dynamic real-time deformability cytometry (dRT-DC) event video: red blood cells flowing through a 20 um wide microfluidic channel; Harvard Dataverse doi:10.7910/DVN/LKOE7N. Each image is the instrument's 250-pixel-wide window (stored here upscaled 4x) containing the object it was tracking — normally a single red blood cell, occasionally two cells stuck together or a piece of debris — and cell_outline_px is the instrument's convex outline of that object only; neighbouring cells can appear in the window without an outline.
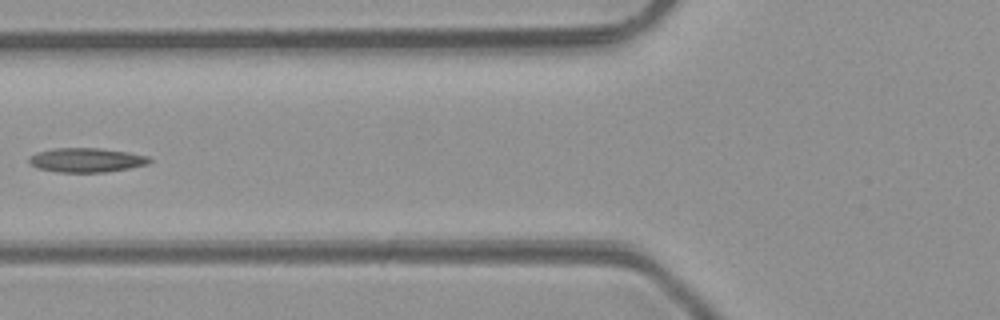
{"species": "common noctule bat (a hibernating species)", "species_latin": "Nyctalus noctula", "temperature_condition": "room temperature", "stored_images_in_passage": 4, "camera_frame_rate_fps": 3000, "um_per_image_px": 0.085, "animal": {"sex": "male", "body_mass_g": 23.1, "forearm_length_mm": 52.7}, "frame": {"image": 1, "passage_image": 4, "time_ms": 3.333, "image_size_px": [1000, 320], "cell_outline_px": [[152, 160], [148, 164], [128, 168], [104, 172], [56, 172], [36, 168], [28, 160], [28, 156], [36, 152], [56, 148], [100, 148], [128, 152], [148, 156]], "centroid_in_image_um": [7.32, 13.6], "position_along_channel_um": 118.5, "area_um2": 17.05}}